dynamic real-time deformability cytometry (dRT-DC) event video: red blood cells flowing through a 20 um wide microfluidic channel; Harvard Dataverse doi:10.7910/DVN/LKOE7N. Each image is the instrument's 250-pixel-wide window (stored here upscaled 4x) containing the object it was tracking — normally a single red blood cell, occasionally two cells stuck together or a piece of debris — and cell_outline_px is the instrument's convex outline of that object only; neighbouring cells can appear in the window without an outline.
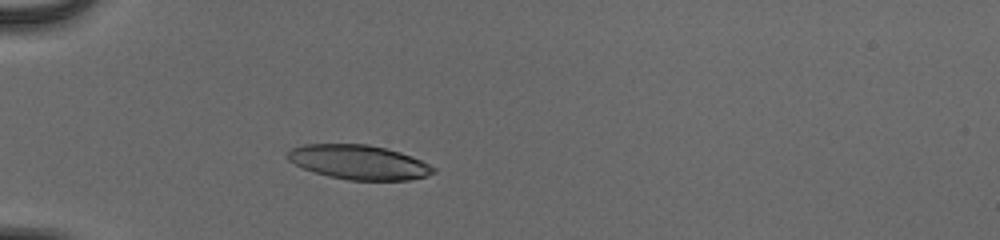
{"species": "human", "species_latin": "Homo sapiens", "temperature_condition": "cold", "stored_images_in_passage": 37, "camera_frame_rate_fps": 3000, "um_per_image_px": 0.085, "donor": {"sex": "male"}, "frame": {"image": 1, "passage_image": 1, "time_ms": 0.0, "image_size_px": [1000, 240], "cell_outline_px": [[436, 172], [424, 176], [408, 180], [348, 180], [328, 176], [304, 168], [288, 160], [288, 152], [292, 148], [304, 144], [368, 144], [400, 152], [412, 156], [436, 168]], "centroid_in_image_um": [30.51, 13.78], "position_along_channel_um": 54.5, "area_um2": 28.96}}
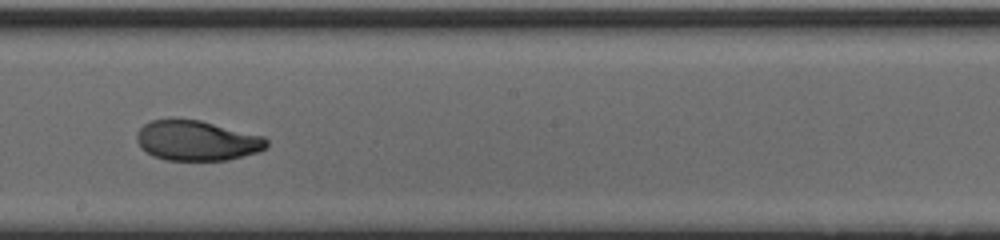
{"frame": {"image": 2, "passage_image": 16, "time_ms": 5.0, "image_size_px": [1000, 240], "cell_outline_px": [[268, 144], [264, 148], [256, 152], [228, 160], [164, 160], [152, 156], [140, 148], [136, 140], [136, 132], [144, 124], [152, 120], [168, 116], [172, 116], [200, 120], [264, 136], [268, 140]], "centroid_in_image_um": [16.65, 11.92], "position_along_channel_um": 231.5, "area_um2": 30.98}}
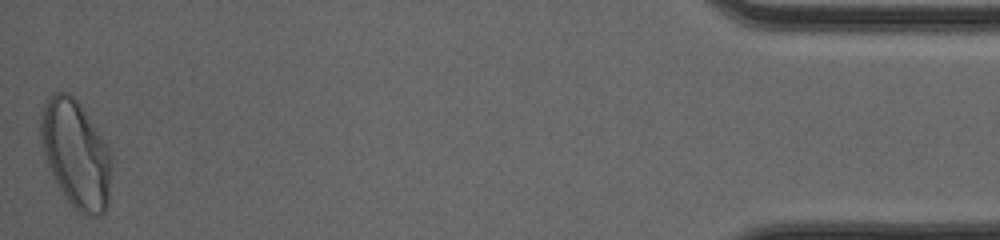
{"frame": {"image": 3, "passage_image": 37, "time_ms": 12.0, "image_size_px": [1000, 240], "cell_outline_px": [[108, 204], [104, 212], [96, 216], [92, 216], [80, 212], [68, 200], [60, 188], [48, 164], [40, 140], [40, 112], [44, 100], [52, 92], [68, 92], [80, 104], [108, 148]], "centroid_in_image_um": [6.38, 13.01], "position_along_channel_um": 428.8, "area_um2": 43.06}, "authors_computed_cell_mechanics": {"area_um2": 31.212, "velocity_mm_per_s": 3.9451, "shape_relaxation_time_tau1_ms": 4.2306, "shape_relaxation_time_tau2_ms": 1.2718, "deformation_change_tau1": 0.1663, "deformation_change_tau2": 0.0622}}